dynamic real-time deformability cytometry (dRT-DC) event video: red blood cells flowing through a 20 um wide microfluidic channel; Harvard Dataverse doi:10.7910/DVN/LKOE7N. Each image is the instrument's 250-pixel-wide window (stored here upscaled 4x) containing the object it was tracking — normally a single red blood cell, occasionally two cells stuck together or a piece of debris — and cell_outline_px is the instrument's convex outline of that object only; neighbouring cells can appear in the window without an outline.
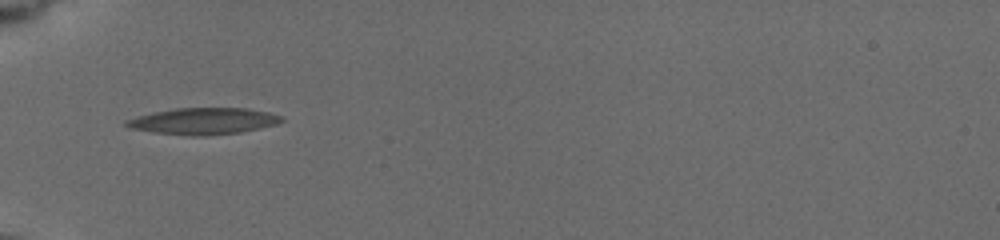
{"species": "common noctule bat (a hibernating species)", "species_latin": "Nyctalus noctula", "temperature_condition": "cold", "stored_images_in_passage": 5, "camera_frame_rate_fps": 3000, "um_per_image_px": 0.085, "animal": {"sex": "female", "body_mass_g": 19.5, "forearm_length_mm": 54.1}, "frame": {"image": 1, "passage_image": 1, "time_ms": 0.0, "image_size_px": [1000, 240], "cell_outline_px": [[284, 120], [276, 124], [260, 128], [240, 132], [196, 136], [192, 136], [156, 132], [132, 128], [124, 124], [124, 120], [136, 116], [152, 112], [176, 108], [248, 108], [268, 112], [284, 116]], "centroid_in_image_um": [17.31, 10.28], "position_along_channel_um": 67.7, "area_um2": 23.87}}
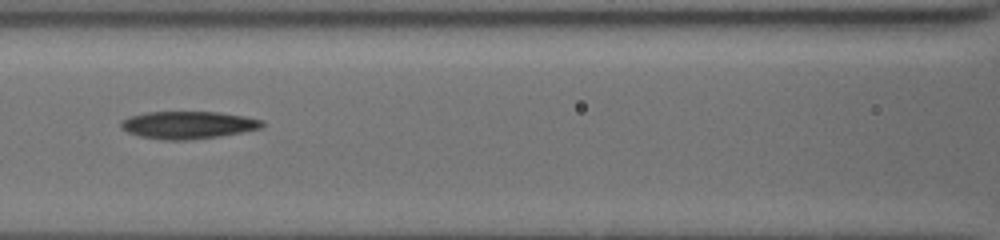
{"frame": {"image": 2, "passage_image": 4, "time_ms": 2.333, "image_size_px": [1000, 240], "cell_outline_px": [[264, 124], [260, 128], [220, 136], [184, 140], [164, 140], [140, 136], [128, 132], [120, 128], [120, 120], [128, 116], [148, 112], [216, 112], [244, 116], [264, 120]], "centroid_in_image_um": [15.94, 10.62], "position_along_channel_um": 150.7, "area_um2": 22.54}}
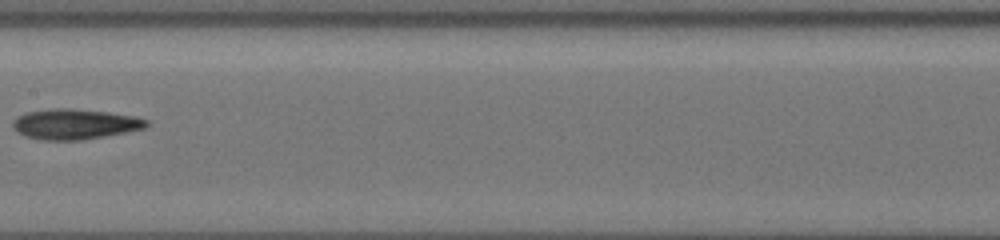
{"frame": {"image": 3, "passage_image": 5, "time_ms": 3.667, "image_size_px": [1000, 240], "cell_outline_px": [[148, 124], [144, 128], [80, 140], [44, 140], [28, 136], [20, 132], [12, 124], [12, 120], [16, 116], [24, 112], [48, 108], [72, 108], [108, 112], [132, 116], [148, 120]], "centroid_in_image_um": [6.31, 10.52], "position_along_channel_um": 201.1, "area_um2": 23.29}}